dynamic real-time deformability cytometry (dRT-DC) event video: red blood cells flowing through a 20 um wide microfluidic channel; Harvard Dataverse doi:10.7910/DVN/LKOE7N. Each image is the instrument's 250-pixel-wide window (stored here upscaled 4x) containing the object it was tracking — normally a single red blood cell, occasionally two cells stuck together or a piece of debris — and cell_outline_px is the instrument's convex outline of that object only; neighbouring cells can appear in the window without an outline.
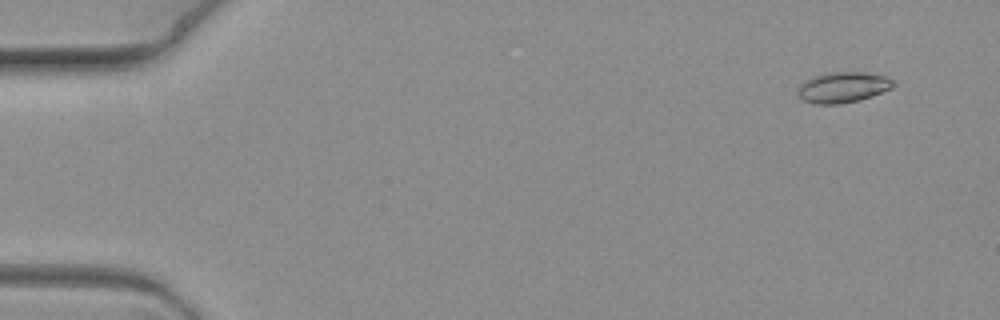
{"species": "common noctule bat (a hibernating species)", "species_latin": "Nyctalus noctula", "temperature_condition": "warm", "stored_images_in_passage": 6, "camera_frame_rate_fps": 3000, "um_per_image_px": 0.085, "animal": {"sex": "female", "body_mass_g": 19.3, "forearm_length_mm": 54.1}, "frame": {"image": 1, "passage_image": 1, "time_ms": 0.0, "image_size_px": [1000, 320], "cell_outline_px": [[896, 84], [892, 88], [872, 96], [860, 100], [840, 104], [816, 104], [804, 100], [796, 92], [796, 88], [804, 80], [828, 72], [864, 72], [884, 76], [892, 80]], "centroid_in_image_um": [71.63, 7.42], "position_along_channel_um": 13.4, "area_um2": 17.11}}
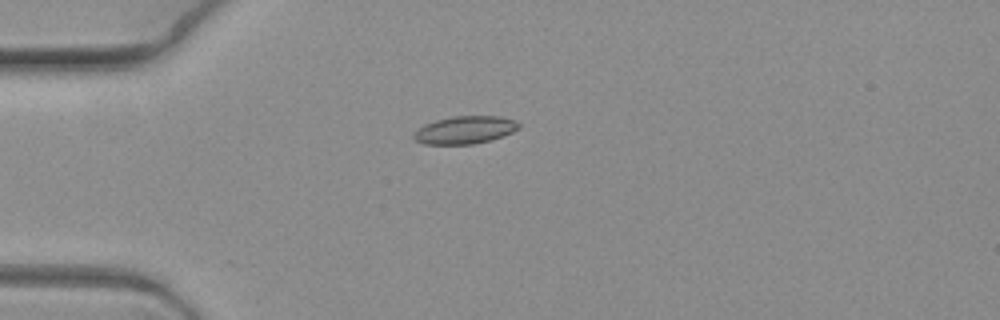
{"frame": {"image": 2, "passage_image": 5, "time_ms": 1.333, "image_size_px": [1000, 320], "cell_outline_px": [[520, 128], [512, 132], [488, 140], [472, 144], [424, 144], [412, 140], [412, 136], [424, 124], [436, 120], [452, 116], [500, 116], [512, 120], [520, 124]], "centroid_in_image_um": [39.48, 11.04], "position_along_channel_um": 45.5, "area_um2": 16.76}}